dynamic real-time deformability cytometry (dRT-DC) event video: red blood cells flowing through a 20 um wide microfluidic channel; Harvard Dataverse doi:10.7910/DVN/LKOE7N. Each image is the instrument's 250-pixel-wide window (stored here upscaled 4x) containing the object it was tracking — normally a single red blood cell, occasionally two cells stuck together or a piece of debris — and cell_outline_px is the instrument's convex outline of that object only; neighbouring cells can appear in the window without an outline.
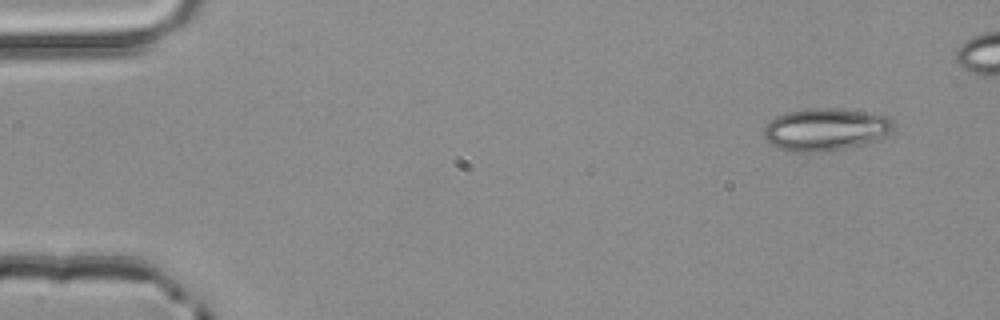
{"species": "common noctule bat (a hibernating species)", "species_latin": "Nyctalus noctula", "temperature_condition": "room temperature", "stored_images_in_passage": 3, "camera_frame_rate_fps": 3000, "um_per_image_px": 0.085, "animal": {"sex": "male", "body_mass_g": 20.4}, "frame": {"image": 1, "passage_image": 1, "time_ms": 0.0, "image_size_px": [1000, 320], "cell_outline_px": [[896, 124], [880, 140], [864, 144], [824, 152], [792, 152], [768, 144], [764, 136], [764, 128], [776, 116], [788, 112], [808, 108], [836, 108], [864, 112], [888, 116]], "centroid_in_image_um": [70.17, 11.01], "position_along_channel_um": 14.8, "area_um2": 32.14}}